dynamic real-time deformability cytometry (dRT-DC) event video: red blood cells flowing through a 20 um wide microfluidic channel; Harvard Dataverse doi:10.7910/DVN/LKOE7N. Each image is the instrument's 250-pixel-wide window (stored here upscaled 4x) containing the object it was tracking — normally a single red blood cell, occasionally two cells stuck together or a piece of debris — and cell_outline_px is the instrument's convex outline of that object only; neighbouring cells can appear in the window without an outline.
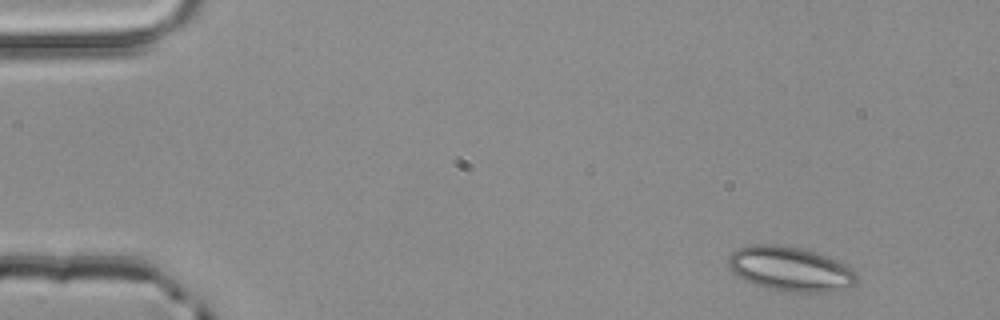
{"species": "common noctule bat (a hibernating species)", "species_latin": "Nyctalus noctula", "temperature_condition": "room temperature", "stored_images_in_passage": 4, "camera_frame_rate_fps": 3000, "um_per_image_px": 0.085, "animal": {"sex": "male", "body_mass_g": 20.4}, "frame": {"image": 1, "passage_image": 1, "time_ms": 0.0, "image_size_px": [1000, 320], "cell_outline_px": [[856, 280], [848, 288], [832, 292], [808, 296], [764, 288], [744, 280], [732, 272], [728, 268], [728, 256], [736, 248], [748, 244], [776, 244], [804, 248], [816, 252], [836, 260], [852, 268], [856, 272]], "centroid_in_image_um": [67.16, 22.89], "position_along_channel_um": 17.8, "area_um2": 34.51}}